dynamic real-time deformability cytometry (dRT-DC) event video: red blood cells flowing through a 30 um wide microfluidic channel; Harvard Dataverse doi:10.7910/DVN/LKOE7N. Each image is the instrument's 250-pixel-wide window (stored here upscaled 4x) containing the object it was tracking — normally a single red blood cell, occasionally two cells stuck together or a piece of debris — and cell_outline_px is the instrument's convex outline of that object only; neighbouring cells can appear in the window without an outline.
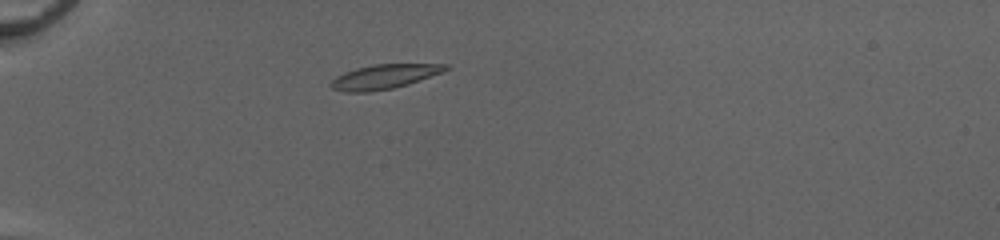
{"species": "common noctule bat (a hibernating species)", "species_latin": "Nyctalus noctula", "temperature_condition": "cold", "stored_images_in_passage": 42, "camera_frame_rate_fps": 3000, "um_per_image_px": 0.085, "animal": {"sex": "female", "body_mass_g": 20.0, "forearm_length_mm": 54.0}, "frame": {"image": 1, "passage_image": 7, "time_ms": 2.0, "image_size_px": [1000, 240], "cell_outline_px": [[452, 68], [444, 72], [408, 84], [392, 88], [368, 92], [344, 92], [332, 88], [328, 84], [336, 76], [344, 72], [356, 68], [376, 64], [448, 64]], "centroid_in_image_um": [32.68, 6.51], "position_along_channel_um": 52.3, "area_um2": 16.42}}
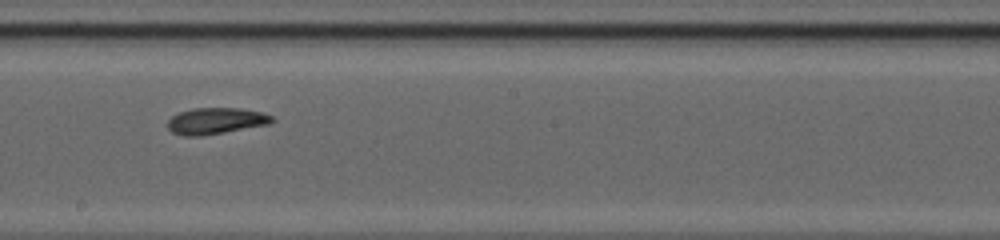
{"frame": {"image": 2, "passage_image": 22, "time_ms": 7.0, "image_size_px": [1000, 240], "cell_outline_px": [[276, 120], [268, 124], [224, 132], [200, 136], [180, 136], [172, 132], [168, 128], [168, 120], [172, 116], [180, 112], [192, 108], [240, 108], [264, 112], [272, 116]], "centroid_in_image_um": [18.34, 10.27], "position_along_channel_um": 229.9, "area_um2": 16.07}}
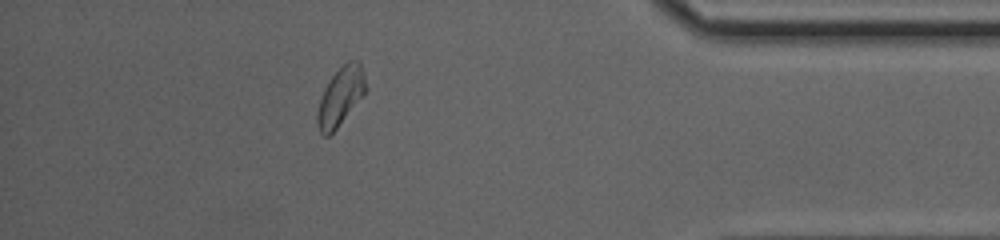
{"frame": {"image": 3, "passage_image": 37, "time_ms": 12.0, "image_size_px": [1000, 240], "cell_outline_px": [[364, 92], [336, 128], [328, 136], [324, 136], [320, 132], [316, 124], [316, 112], [324, 88], [332, 76], [348, 60], [360, 60], [364, 72]], "centroid_in_image_um": [28.9, 8.18], "position_along_channel_um": 406.3, "area_um2": 15.9}, "authors_computed_cell_mechanics": {"area_um2": 16.0106, "velocity_mm_per_s": 4.1219, "shape_relaxation_time_tau1_ms": 2.7009, "shape_relaxation_time_tau2_ms": 2.0776, "deformation_change_tau1": 0.1427, "deformation_change_tau2": 0.0868}}